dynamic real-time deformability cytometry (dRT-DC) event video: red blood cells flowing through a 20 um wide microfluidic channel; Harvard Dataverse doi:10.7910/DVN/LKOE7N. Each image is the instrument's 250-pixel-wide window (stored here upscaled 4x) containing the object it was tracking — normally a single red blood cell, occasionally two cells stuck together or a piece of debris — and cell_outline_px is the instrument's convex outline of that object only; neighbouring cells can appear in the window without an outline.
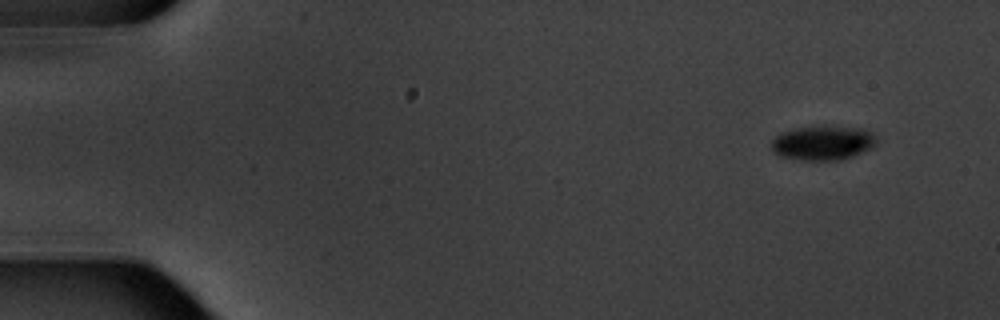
{"species": "common noctule bat (a hibernating species)", "species_latin": "Nyctalus noctula", "temperature_condition": "warm", "stored_images_in_passage": 4, "camera_frame_rate_fps": 3000, "um_per_image_px": 0.085, "animal": {"sex": "male", "body_mass_g": 20.1, "forearm_length_mm": 53.5}, "frame": {"image": 1, "passage_image": 1, "time_ms": 0.0, "image_size_px": [1000, 320], "cell_outline_px": [[876, 144], [872, 148], [852, 156], [840, 160], [800, 160], [780, 156], [772, 152], [768, 144], [780, 132], [796, 128], [824, 124], [864, 128], [872, 132], [876, 136]], "centroid_in_image_um": [69.92, 12.11], "position_along_channel_um": 15.1, "area_um2": 21.85}}